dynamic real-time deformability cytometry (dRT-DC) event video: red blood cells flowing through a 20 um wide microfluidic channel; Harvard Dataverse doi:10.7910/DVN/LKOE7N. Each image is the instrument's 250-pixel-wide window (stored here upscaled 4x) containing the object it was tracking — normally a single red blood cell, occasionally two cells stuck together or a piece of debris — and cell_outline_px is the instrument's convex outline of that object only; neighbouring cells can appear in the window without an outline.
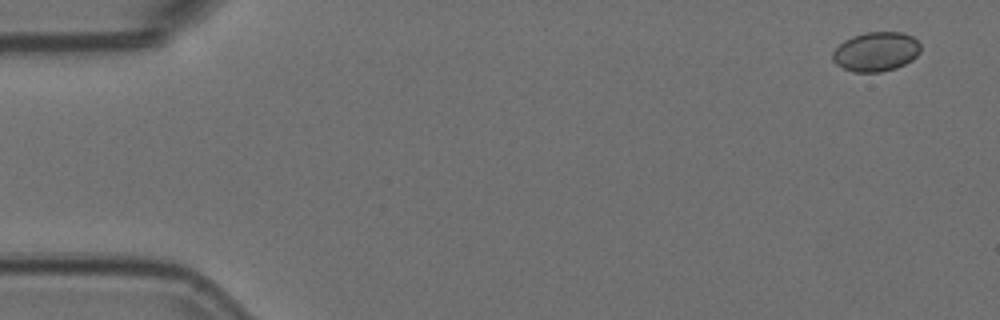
{"species": "Egyptian fruit bat (a non-hibernating species)", "species_latin": "Rousettus aegyptiacus", "temperature_condition": "room temperature", "stored_images_in_passage": 54, "camera_frame_rate_fps": 3000, "um_per_image_px": 0.085, "animal": {"sex": "female"}, "frame": {"image": 1, "passage_image": 1, "time_ms": 0.0, "image_size_px": [1000, 320], "cell_outline_px": [[920, 52], [912, 60], [896, 68], [880, 72], [852, 72], [836, 64], [832, 60], [832, 52], [844, 40], [852, 36], [864, 32], [904, 32], [912, 36], [920, 44]], "centroid_in_image_um": [74.45, 4.39], "position_along_channel_um": 10.5, "area_um2": 20.29}}
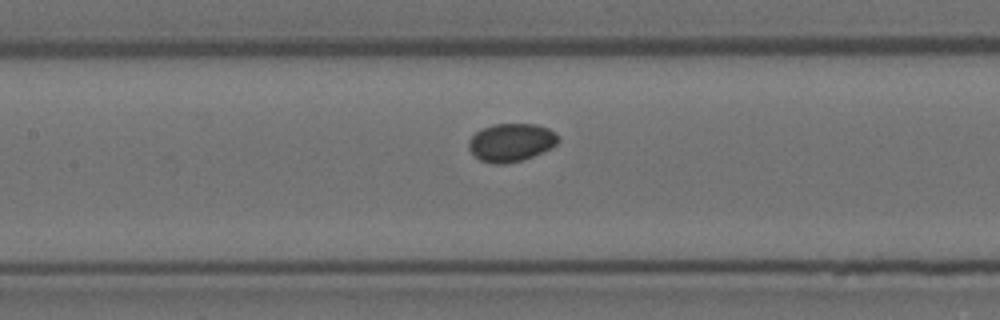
{"frame": {"image": 2, "passage_image": 24, "time_ms": 7.667, "image_size_px": [1000, 320], "cell_outline_px": [[560, 140], [556, 144], [524, 160], [504, 164], [492, 164], [480, 160], [468, 148], [468, 140], [476, 132], [492, 124], [536, 124], [548, 128], [556, 132]], "centroid_in_image_um": [43.44, 12.1], "position_along_channel_um": 164.0, "area_um2": 19.83}}
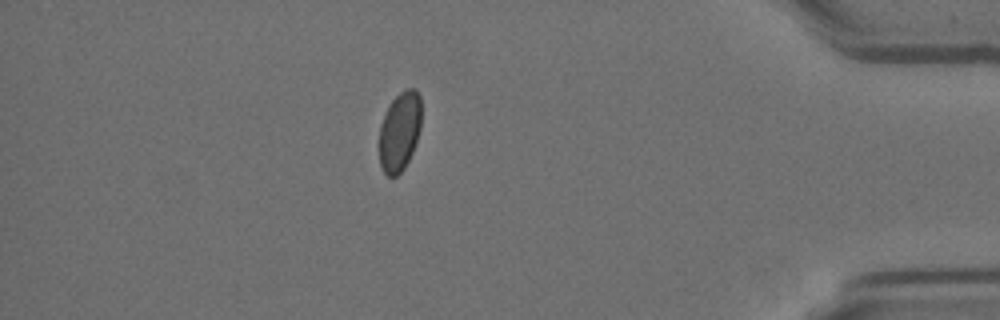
{"frame": {"image": 3, "passage_image": 47, "time_ms": 15.333, "image_size_px": [1000, 320], "cell_outline_px": [[420, 128], [416, 144], [404, 168], [396, 176], [388, 176], [384, 172], [380, 164], [380, 124], [388, 104], [404, 88], [416, 88], [420, 96]], "centroid_in_image_um": [33.97, 11.14], "position_along_channel_um": 401.2, "area_um2": 19.48}}